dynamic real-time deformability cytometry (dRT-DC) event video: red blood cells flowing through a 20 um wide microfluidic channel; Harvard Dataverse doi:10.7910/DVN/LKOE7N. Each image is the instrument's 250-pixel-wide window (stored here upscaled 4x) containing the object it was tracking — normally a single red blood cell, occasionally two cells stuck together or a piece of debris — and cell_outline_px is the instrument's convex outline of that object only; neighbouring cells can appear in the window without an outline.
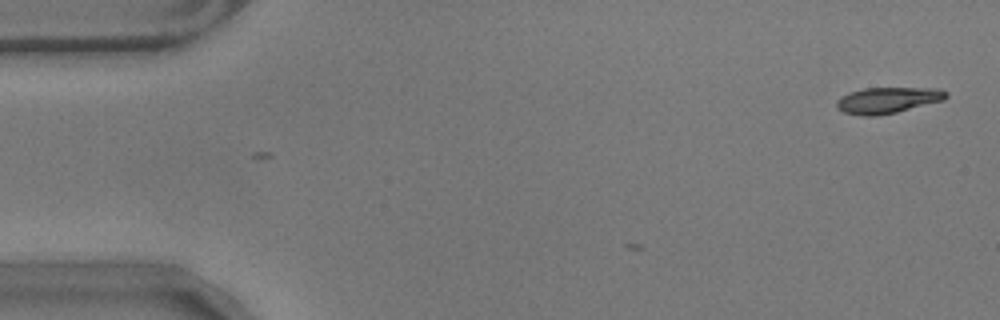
{"species": "common noctule bat (a hibernating species)", "species_latin": "Nyctalus noctula", "temperature_condition": "warm", "stored_images_in_passage": 3, "camera_frame_rate_fps": 3000, "um_per_image_px": 0.085, "animal": {"sex": "male", "body_mass_g": 17.9}, "frame": {"image": 1, "passage_image": 3, "time_ms": 0.667, "image_size_px": [1000, 320], "cell_outline_px": [[948, 96], [944, 100], [896, 112], [876, 116], [864, 116], [844, 112], [836, 108], [836, 100], [840, 96], [848, 92], [864, 88], [936, 88], [948, 92]], "centroid_in_image_um": [75.42, 8.51], "position_along_channel_um": 9.6, "area_um2": 16.7}}